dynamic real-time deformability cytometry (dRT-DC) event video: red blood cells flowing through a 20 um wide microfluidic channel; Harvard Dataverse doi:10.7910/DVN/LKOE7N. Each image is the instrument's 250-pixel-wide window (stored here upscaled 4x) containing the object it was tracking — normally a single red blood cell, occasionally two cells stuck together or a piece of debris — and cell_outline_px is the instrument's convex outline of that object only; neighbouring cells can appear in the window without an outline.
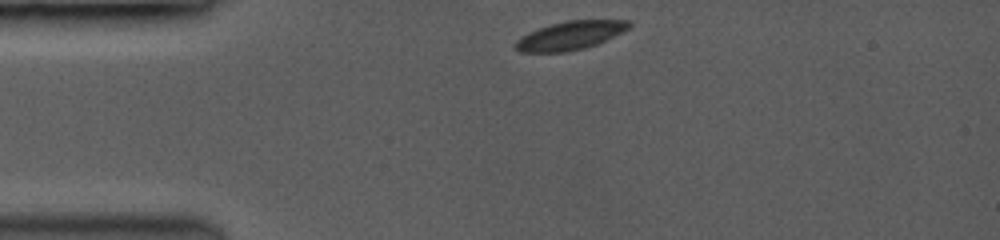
{"species": "common noctule bat (a hibernating species)", "species_latin": "Nyctalus noctula", "temperature_condition": "room temperature", "stored_images_in_passage": 2, "camera_frame_rate_fps": 3500, "um_per_image_px": 0.085, "animal": {"sex": "female", "body_mass_g": 19.0, "forearm_length_mm": 53.3}, "frame": {"image": 1, "passage_image": 1, "time_ms": 0.0, "image_size_px": [1000, 240], "cell_outline_px": [[632, 24], [628, 28], [596, 44], [564, 52], [520, 52], [516, 48], [516, 40], [540, 28], [552, 24], [568, 20], [628, 20]], "centroid_in_image_um": [48.47, 3.01], "position_along_channel_um": 36.5, "area_um2": 18.15}}